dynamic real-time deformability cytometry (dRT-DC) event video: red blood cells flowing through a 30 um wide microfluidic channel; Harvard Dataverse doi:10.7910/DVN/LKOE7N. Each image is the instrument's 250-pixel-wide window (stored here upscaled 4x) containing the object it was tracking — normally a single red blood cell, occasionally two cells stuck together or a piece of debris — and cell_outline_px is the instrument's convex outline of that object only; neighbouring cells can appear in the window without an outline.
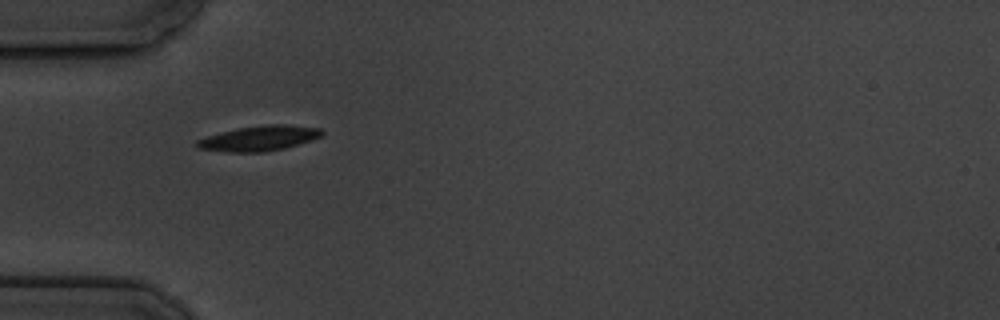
{"species": "common noctule bat (a hibernating species)", "species_latin": "Nyctalus noctula", "temperature_condition": "cold", "stored_images_in_passage": 3, "camera_frame_rate_fps": 3000, "um_per_image_px": 0.085, "animal": {"sex": "male", "body_mass_g": 19.5, "forearm_length_mm": 54.6}, "frame": {"image": 1, "passage_image": 2, "time_ms": 1.333, "image_size_px": [1000, 320], "cell_outline_px": [[324, 136], [312, 140], [284, 148], [264, 152], [228, 152], [196, 148], [196, 140], [220, 132], [236, 128], [268, 124], [288, 124], [320, 128], [324, 132]], "centroid_in_image_um": [22.05, 11.75], "position_along_channel_um": 62.9, "area_um2": 18.44}}